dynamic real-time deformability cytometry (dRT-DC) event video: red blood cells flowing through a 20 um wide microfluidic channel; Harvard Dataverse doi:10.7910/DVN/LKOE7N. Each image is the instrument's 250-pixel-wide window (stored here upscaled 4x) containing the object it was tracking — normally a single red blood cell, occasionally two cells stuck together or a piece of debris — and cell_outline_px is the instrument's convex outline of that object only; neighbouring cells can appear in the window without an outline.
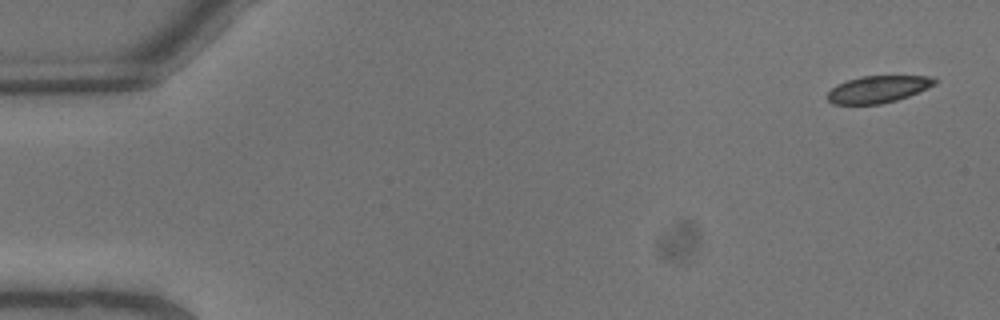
{"species": "common noctule bat (a hibernating species)", "species_latin": "Nyctalus noctula", "temperature_condition": "warm", "stored_images_in_passage": 8, "camera_frame_rate_fps": 3000, "um_per_image_px": 0.085, "animal": {"sex": "male", "body_mass_g": 13.3}, "frame": {"image": 1, "passage_image": 1, "time_ms": 0.0, "image_size_px": [1000, 320], "cell_outline_px": [[936, 84], [928, 88], [908, 96], [896, 100], [880, 104], [832, 104], [828, 100], [828, 92], [836, 84], [860, 76], [928, 76], [936, 80]], "centroid_in_image_um": [74.61, 7.58], "position_along_channel_um": 10.4, "area_um2": 16.76}}
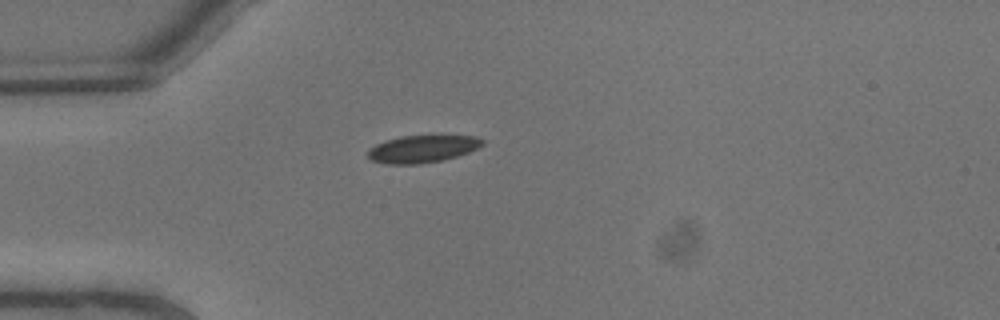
{"frame": {"image": 2, "passage_image": 6, "time_ms": 1.667, "image_size_px": [1000, 320], "cell_outline_px": [[484, 144], [468, 152], [444, 160], [420, 164], [384, 164], [372, 160], [368, 156], [368, 148], [376, 144], [400, 136], [476, 136], [484, 140]], "centroid_in_image_um": [35.89, 12.66], "position_along_channel_um": 49.1, "area_um2": 18.15}}
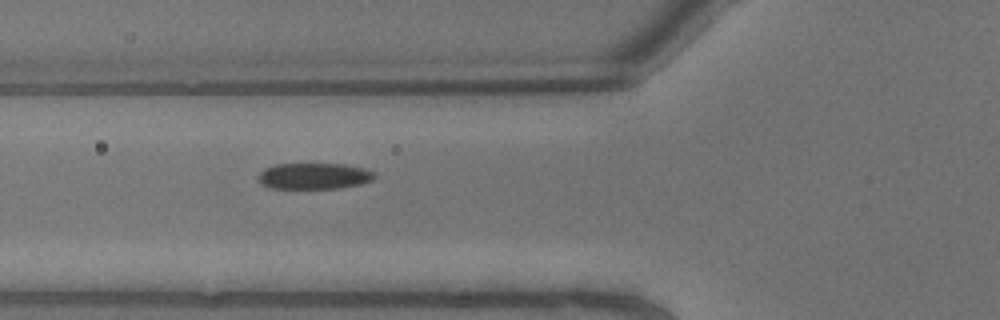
{"frame": {"image": 3, "passage_image": 8, "time_ms": 2.333, "image_size_px": [1000, 320], "cell_outline_px": [[376, 176], [372, 180], [360, 184], [336, 188], [268, 188], [260, 184], [256, 176], [264, 168], [276, 164], [344, 164], [364, 168], [372, 172]], "centroid_in_image_um": [26.63, 14.96], "position_along_channel_um": 99.2, "area_um2": 17.74}}